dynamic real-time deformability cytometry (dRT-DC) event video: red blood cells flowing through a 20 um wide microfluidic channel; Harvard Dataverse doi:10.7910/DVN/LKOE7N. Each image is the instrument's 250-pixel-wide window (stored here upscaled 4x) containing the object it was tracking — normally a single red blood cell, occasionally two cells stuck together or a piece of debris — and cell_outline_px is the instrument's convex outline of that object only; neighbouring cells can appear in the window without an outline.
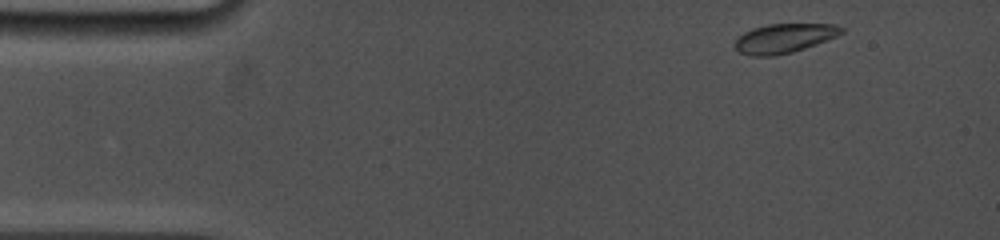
{"species": "common noctule bat (a hibernating species)", "species_latin": "Nyctalus noctula", "temperature_condition": "cold", "stored_images_in_passage": 22, "camera_frame_rate_fps": 5000, "um_per_image_px": 0.085, "animal": {"sex": "female", "body_mass_g": 19.0, "forearm_length_mm": 53.3}, "frame": {"image": 1, "passage_image": 1, "time_ms": 0.0, "image_size_px": [1000, 240], "cell_outline_px": [[844, 32], [828, 40], [792, 52], [768, 56], [752, 56], [740, 52], [736, 48], [736, 40], [744, 32], [752, 28], [768, 24], [836, 24], [844, 28]], "centroid_in_image_um": [66.68, 3.24], "position_along_channel_um": 18.3, "area_um2": 17.98}}
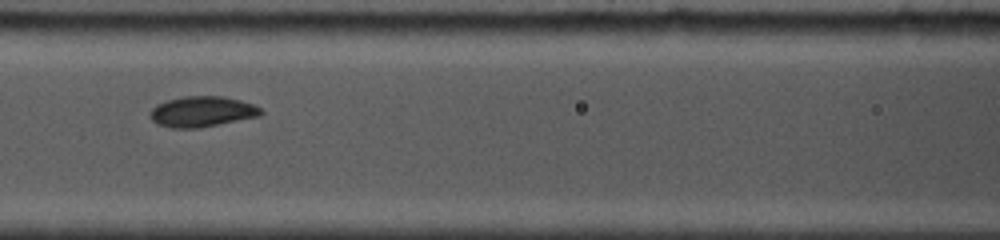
{"frame": {"image": 2, "passage_image": 15, "time_ms": 5.6, "image_size_px": [1000, 240], "cell_outline_px": [[264, 112], [260, 116], [200, 128], [172, 128], [156, 124], [148, 116], [148, 112], [156, 104], [168, 100], [184, 96], [224, 96], [240, 100], [252, 104], [260, 108]], "centroid_in_image_um": [17.14, 9.49], "position_along_channel_um": 149.5, "area_um2": 19.94}}
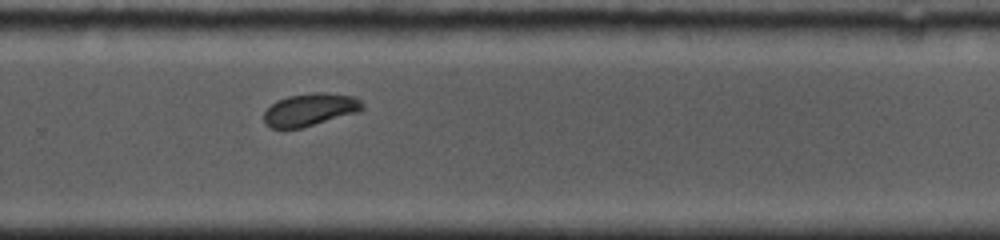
{"frame": {"image": 3, "passage_image": 22, "time_ms": 9.6, "image_size_px": [1000, 240], "cell_outline_px": [[364, 108], [360, 112], [300, 128], [272, 128], [264, 124], [264, 112], [276, 100], [288, 96], [320, 92], [324, 92], [356, 96], [364, 104]], "centroid_in_image_um": [26.39, 9.31], "position_along_channel_um": 303.4, "area_um2": 18.79}}